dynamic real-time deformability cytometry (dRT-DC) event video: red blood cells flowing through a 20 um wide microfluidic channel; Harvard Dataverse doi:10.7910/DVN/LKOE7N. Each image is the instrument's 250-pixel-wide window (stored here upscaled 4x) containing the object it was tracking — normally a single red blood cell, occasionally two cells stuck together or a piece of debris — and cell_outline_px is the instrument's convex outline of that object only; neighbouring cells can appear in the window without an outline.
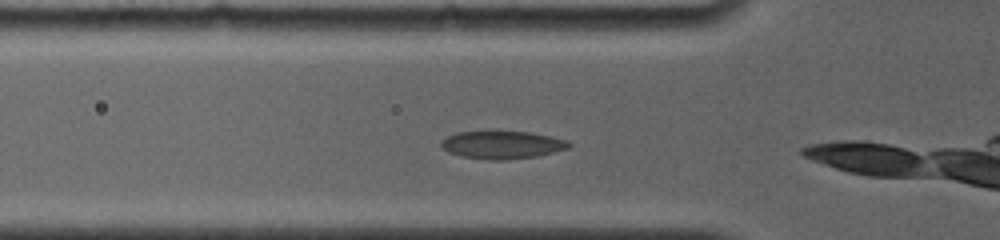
{"species": "common noctule bat (a hibernating species)", "species_latin": "Nyctalus noctula", "temperature_condition": "room temperature", "stored_images_in_passage": 6, "camera_frame_rate_fps": 4000, "um_per_image_px": 0.085, "animal": {"sex": "female", "body_mass_g": 19.0, "forearm_length_mm": 56.7}, "frame": {"image": 1, "passage_image": 2, "time_ms": 0.25, "image_size_px": [1000, 240], "cell_outline_px": [[572, 144], [568, 148], [536, 156], [508, 160], [492, 160], [460, 156], [448, 152], [440, 148], [440, 140], [456, 132], [488, 128], [492, 128], [528, 132], [552, 136], [568, 140]], "centroid_in_image_um": [42.61, 12.26], "position_along_channel_um": 83.2, "area_um2": 21.79}}